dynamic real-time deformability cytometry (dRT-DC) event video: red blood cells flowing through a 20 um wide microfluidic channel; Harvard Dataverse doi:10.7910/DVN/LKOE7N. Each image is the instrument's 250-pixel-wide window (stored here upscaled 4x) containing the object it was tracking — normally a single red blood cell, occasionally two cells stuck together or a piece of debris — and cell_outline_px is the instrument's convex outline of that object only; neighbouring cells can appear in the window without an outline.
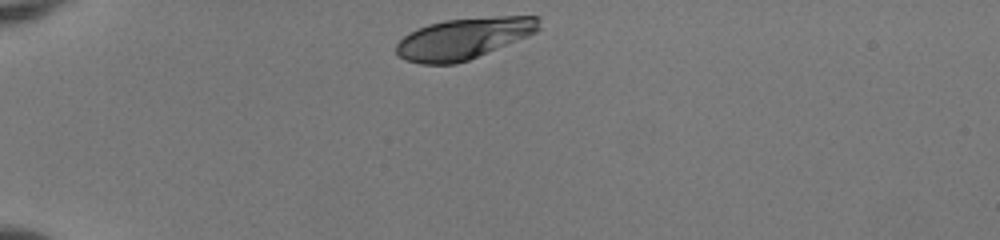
{"species": "human", "species_latin": "Homo sapiens", "temperature_condition": "room temperature", "stored_images_in_passage": 35, "camera_frame_rate_fps": 3000, "um_per_image_px": 0.085, "donor": {"sex": "female"}, "frame": {"image": 1, "passage_image": 1, "time_ms": 0.0, "image_size_px": [1000, 240], "cell_outline_px": [[540, 28], [536, 32], [528, 36], [468, 60], [456, 64], [420, 64], [404, 60], [396, 52], [396, 44], [408, 32], [428, 24], [444, 20], [496, 16], [540, 16]], "centroid_in_image_um": [39.41, 3.26], "position_along_channel_um": 45.6, "area_um2": 34.33}}
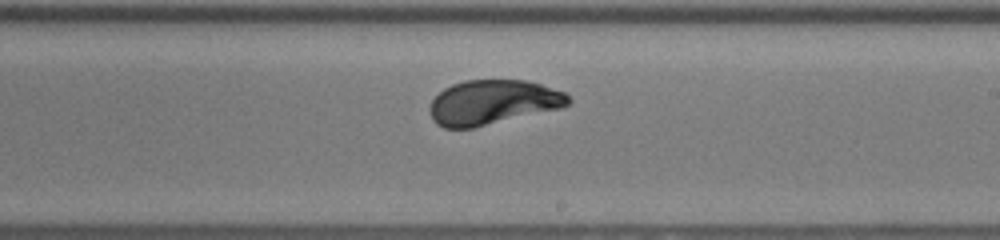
{"frame": {"image": 2, "passage_image": 20, "time_ms": 6.333, "image_size_px": [1000, 240], "cell_outline_px": [[572, 100], [568, 104], [560, 108], [472, 128], [444, 128], [436, 124], [432, 120], [428, 108], [432, 100], [444, 88], [452, 84], [464, 80], [524, 80], [540, 84], [564, 92]], "centroid_in_image_um": [41.84, 8.7], "position_along_channel_um": 247.2, "area_um2": 35.89}}
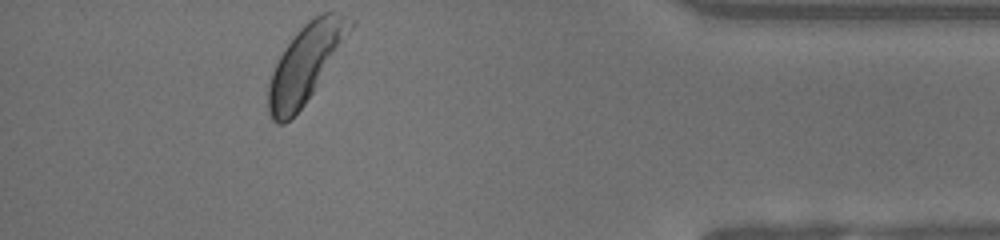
{"frame": {"image": 3, "passage_image": 35, "time_ms": 11.333, "image_size_px": [1000, 240], "cell_outline_px": [[356, 24], [312, 92], [304, 104], [284, 124], [276, 124], [272, 120], [268, 112], [268, 84], [272, 72], [280, 56], [288, 44], [300, 28], [308, 20], [320, 12], [332, 12], [356, 20]], "centroid_in_image_um": [25.97, 5.36], "position_along_channel_um": 409.2, "area_um2": 36.07}, "authors_computed_cell_mechanics": {"area_um2": 36.0672, "velocity_mm_per_s": 3.9123, "shape_relaxation_time_tau1_ms": 1.8436, "shape_relaxation_time_tau2_ms": null, "deformation_change_tau1": 0.1191, "deformation_change_tau2": null}}